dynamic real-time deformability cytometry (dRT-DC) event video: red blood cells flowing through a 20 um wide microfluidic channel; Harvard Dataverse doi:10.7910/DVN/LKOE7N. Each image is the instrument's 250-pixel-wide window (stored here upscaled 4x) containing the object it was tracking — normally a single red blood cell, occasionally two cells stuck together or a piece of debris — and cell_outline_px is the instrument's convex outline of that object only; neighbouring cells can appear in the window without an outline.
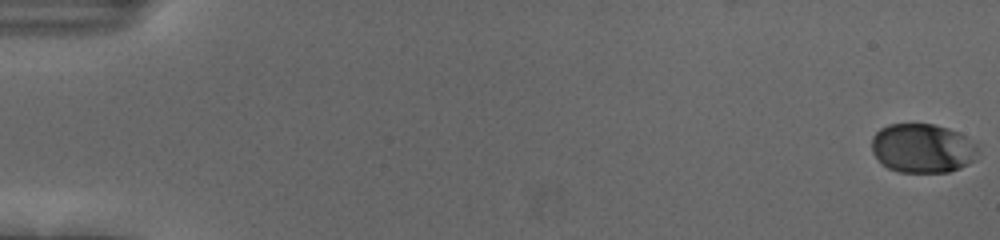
{"species": "human", "species_latin": "Homo sapiens", "temperature_condition": "cold", "stored_images_in_passage": 56, "camera_frame_rate_fps": 3000, "um_per_image_px": 0.085, "donor": {"sex": "female"}, "frame": {"image": 1, "passage_image": 1, "time_ms": 0.0, "image_size_px": [1000, 240], "cell_outline_px": [[980, 144], [972, 160], [968, 164], [960, 168], [948, 172], [900, 172], [888, 168], [880, 164], [872, 152], [872, 136], [880, 128], [888, 124], [932, 124], [948, 128], [960, 132]], "centroid_in_image_um": [78.41, 12.59], "position_along_channel_um": 6.6, "area_um2": 30.81}}
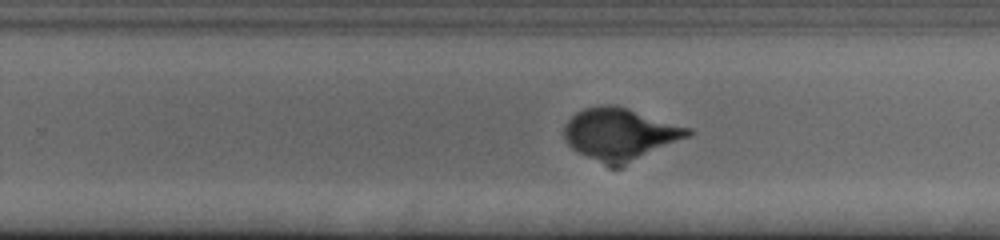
{"frame": {"image": 2, "passage_image": 37, "time_ms": 12.0, "image_size_px": [1000, 240], "cell_outline_px": [[696, 132], [688, 136], [628, 160], [612, 164], [608, 164], [588, 156], [572, 148], [568, 144], [564, 136], [564, 124], [576, 112], [584, 108], [600, 104], [616, 104], [692, 128]], "centroid_in_image_um": [52.67, 11.28], "position_along_channel_um": 277.1, "area_um2": 36.01}}
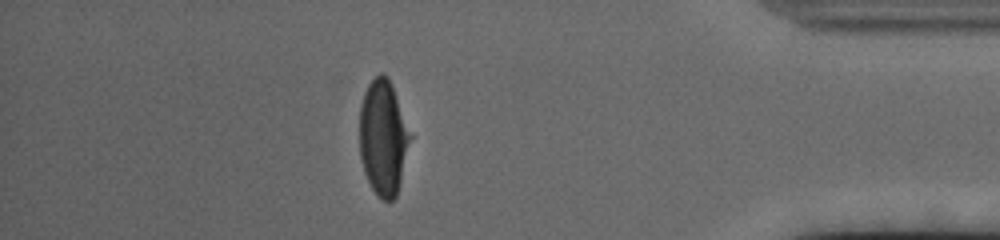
{"frame": {"image": 3, "passage_image": 50, "time_ms": 16.333, "image_size_px": [1000, 240], "cell_outline_px": [[412, 136], [400, 184], [396, 196], [392, 200], [380, 200], [376, 196], [364, 172], [360, 156], [360, 104], [364, 92], [368, 84], [380, 72], [388, 76], [392, 84]], "centroid_in_image_um": [32.58, 11.7], "position_along_channel_um": 402.6, "area_um2": 34.22}, "authors_computed_cell_mechanics": {"area_um2": 34.1887, "velocity_mm_per_s": 3.6994, "shape_relaxation_time_tau1_ms": 3.3177, "shape_relaxation_time_tau2_ms": null, "deformation_change_tau1": 0.1605, "deformation_change_tau2": null}}